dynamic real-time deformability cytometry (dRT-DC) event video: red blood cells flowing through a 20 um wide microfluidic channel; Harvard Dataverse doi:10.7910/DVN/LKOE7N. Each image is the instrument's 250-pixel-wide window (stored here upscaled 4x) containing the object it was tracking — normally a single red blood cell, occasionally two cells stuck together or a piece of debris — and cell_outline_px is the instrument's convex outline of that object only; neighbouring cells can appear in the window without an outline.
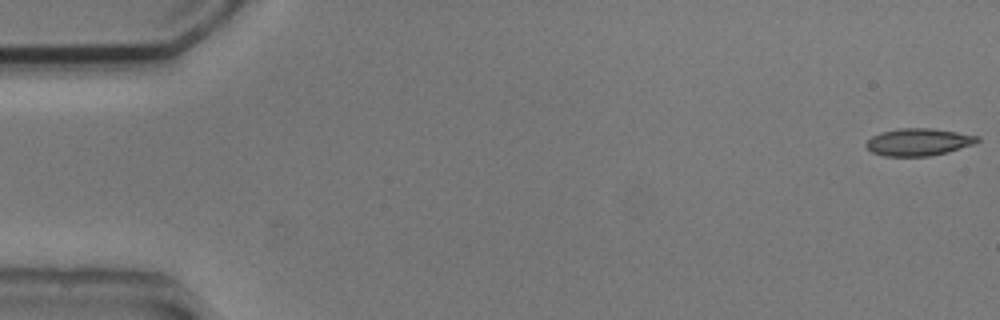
{"species": "common noctule bat (a hibernating species)", "species_latin": "Nyctalus noctula", "temperature_condition": "cold", "stored_images_in_passage": 12, "camera_frame_rate_fps": 3000, "um_per_image_px": 0.085, "animal": {"sex": "male", "body_mass_g": 20.5, "forearm_length_mm": 52.5}, "frame": {"image": 1, "passage_image": 1, "time_ms": 0.0, "image_size_px": [1000, 320], "cell_outline_px": [[980, 140], [972, 144], [948, 152], [928, 156], [884, 156], [872, 152], [864, 144], [872, 136], [880, 132], [900, 128], [932, 128], [980, 136]], "centroid_in_image_um": [78.05, 12.07], "position_along_channel_um": 6.9, "area_um2": 17.63}}